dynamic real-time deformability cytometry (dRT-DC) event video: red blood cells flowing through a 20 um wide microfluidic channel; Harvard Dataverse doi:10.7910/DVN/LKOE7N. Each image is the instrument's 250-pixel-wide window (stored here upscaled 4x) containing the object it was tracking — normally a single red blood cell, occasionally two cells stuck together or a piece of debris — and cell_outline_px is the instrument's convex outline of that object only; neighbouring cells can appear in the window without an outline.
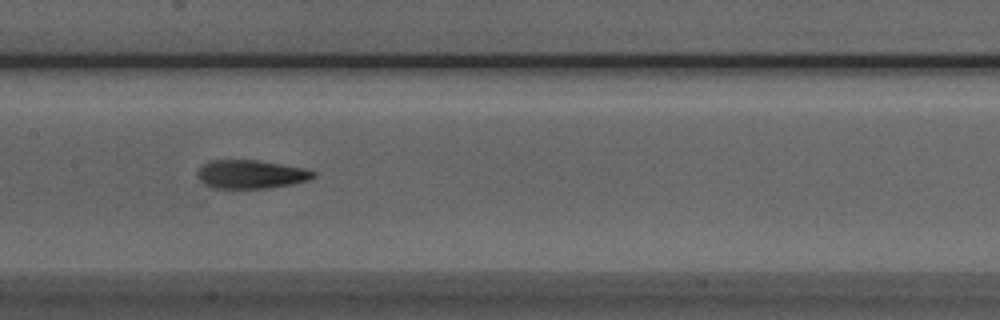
{"species": "Egyptian fruit bat (a non-hibernating species)", "species_latin": "Rousettus aegyptiacus", "temperature_condition": "room temperature", "stored_images_in_passage": 38, "camera_frame_rate_fps": 3000, "um_per_image_px": 0.085, "animal": {"sex": "male"}, "frame": {"image": 1, "passage_image": 12, "time_ms": 3.667, "image_size_px": [1000, 320], "cell_outline_px": [[316, 176], [308, 180], [292, 184], [268, 188], [212, 188], [204, 184], [196, 176], [196, 172], [208, 160], [256, 160], [304, 168], [316, 172]], "centroid_in_image_um": [21.3, 14.81], "position_along_channel_um": 186.1, "area_um2": 19.31}}
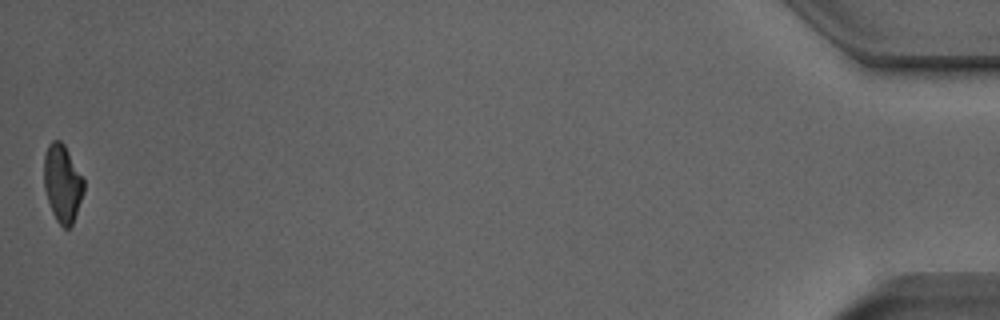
{"frame": {"image": 2, "passage_image": 38, "time_ms": 12.333, "image_size_px": [1000, 320], "cell_outline_px": [[84, 192], [72, 224], [68, 228], [64, 228], [56, 220], [52, 212], [44, 188], [44, 156], [48, 144], [52, 140], [60, 140], [64, 144], [84, 180]], "centroid_in_image_um": [5.3, 15.57], "position_along_channel_um": 429.9, "area_um2": 17.86}, "authors_computed_cell_mechanics": {"area_um2": 19.1029, "velocity_mm_per_s": 4.0163, "shape_relaxation_time_tau1_ms": 4.0816, "shape_relaxation_time_tau2_ms": 2.5664, "deformation_change_tau1": 0.158, "deformation_change_tau2": 0.1155}}